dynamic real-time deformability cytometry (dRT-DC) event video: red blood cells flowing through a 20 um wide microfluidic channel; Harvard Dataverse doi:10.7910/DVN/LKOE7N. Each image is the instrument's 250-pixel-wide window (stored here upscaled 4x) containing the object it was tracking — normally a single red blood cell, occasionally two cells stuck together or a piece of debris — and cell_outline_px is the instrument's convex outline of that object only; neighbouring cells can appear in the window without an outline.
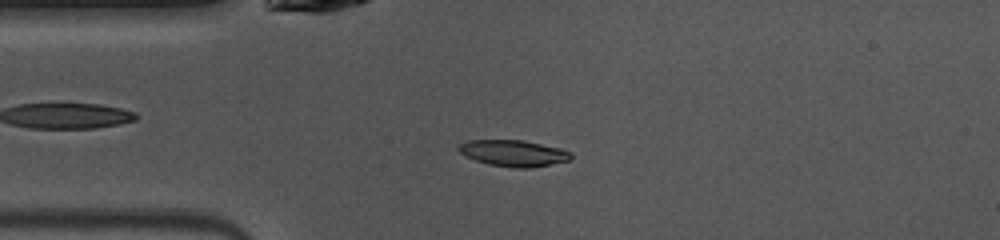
{"species": "common noctule bat (a hibernating species)", "species_latin": "Nyctalus noctula", "temperature_condition": "warm", "stored_images_in_passage": 37, "camera_frame_rate_fps": 3000, "um_per_image_px": 0.085, "animal": {"sex": "female", "body_mass_g": 10.0, "forearm_length_mm": 53.1}, "frame": {"image": 1, "passage_image": 2, "time_ms": 0.333, "image_size_px": [1000, 240], "cell_outline_px": [[572, 156], [568, 160], [528, 168], [516, 168], [488, 164], [476, 160], [460, 152], [456, 148], [460, 144], [468, 140], [520, 140], [560, 148], [572, 152]], "centroid_in_image_um": [43.63, 13.01], "position_along_channel_um": 41.4, "area_um2": 16.88}}
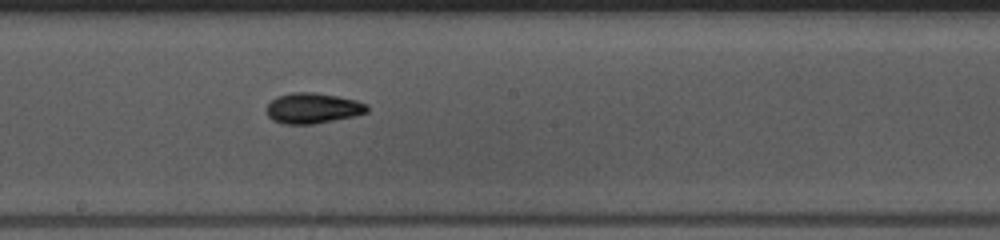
{"frame": {"image": 2, "passage_image": 16, "time_ms": 5.0, "image_size_px": [1000, 240], "cell_outline_px": [[368, 112], [352, 116], [312, 124], [284, 124], [272, 120], [268, 116], [268, 104], [276, 96], [292, 92], [312, 92], [336, 96], [356, 100], [368, 104]], "centroid_in_image_um": [26.58, 9.19], "position_along_channel_um": 221.6, "area_um2": 17.69}}
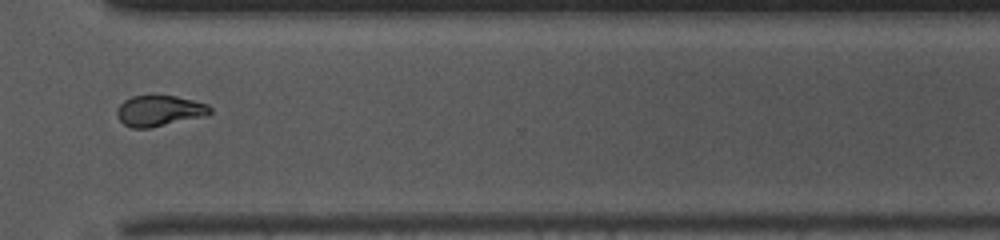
{"frame": {"image": 3, "passage_image": 26, "time_ms": 8.333, "image_size_px": [1000, 240], "cell_outline_px": [[212, 112], [204, 116], [148, 128], [132, 128], [124, 124], [120, 120], [116, 112], [120, 104], [124, 100], [132, 96], [176, 96], [208, 104], [212, 108]], "centroid_in_image_um": [13.55, 9.41], "position_along_channel_um": 357.1, "area_um2": 16.47}, "authors_computed_cell_mechanics": {"area_um2": 17.2822, "velocity_mm_per_s": 4.0712, "shape_relaxation_time_tau1_ms": 3.4349, "shape_relaxation_time_tau2_ms": 3.8918, "deformation_change_tau1": 0.1453, "deformation_change_tau2": 0.0679}}